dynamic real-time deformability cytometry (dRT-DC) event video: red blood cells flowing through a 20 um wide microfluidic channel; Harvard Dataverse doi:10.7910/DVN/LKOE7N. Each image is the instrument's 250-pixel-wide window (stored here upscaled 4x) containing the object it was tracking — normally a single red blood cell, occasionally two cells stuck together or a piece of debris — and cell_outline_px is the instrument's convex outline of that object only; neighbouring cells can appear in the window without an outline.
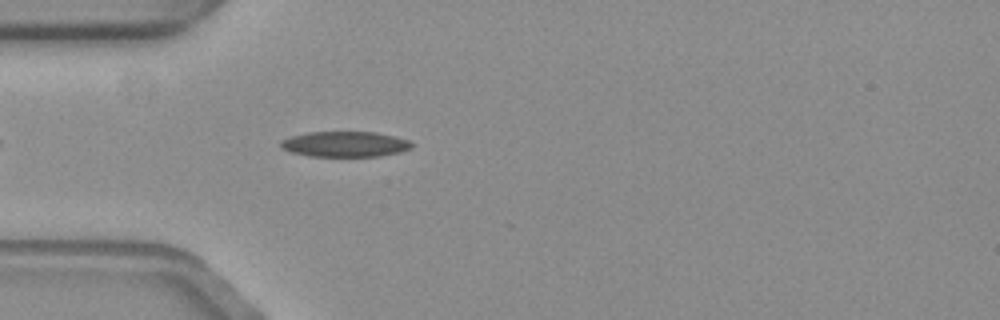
{"species": "common noctule bat (a hibernating species)", "species_latin": "Nyctalus noctula", "temperature_condition": "warm", "stored_images_in_passage": 19, "camera_frame_rate_fps": 3000, "um_per_image_px": 0.085, "animal": {"sex": "female", "body_mass_g": 19.3, "forearm_length_mm": 54.1}, "frame": {"image": 1, "passage_image": 5, "time_ms": 1.333, "image_size_px": [1000, 320], "cell_outline_px": [[412, 148], [400, 152], [380, 156], [308, 156], [292, 152], [284, 148], [280, 144], [280, 140], [292, 136], [308, 132], [376, 132], [408, 140], [412, 144]], "centroid_in_image_um": [29.33, 12.25], "position_along_channel_um": 55.7, "area_um2": 19.25}}
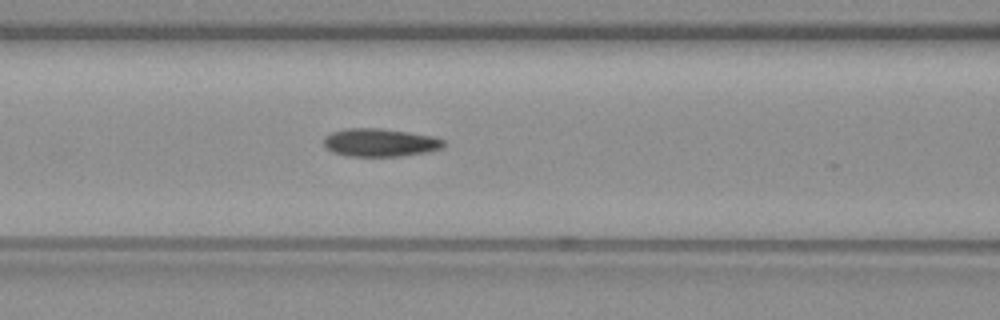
{"frame": {"image": 2, "passage_image": 12, "time_ms": 3.667, "image_size_px": [1000, 320], "cell_outline_px": [[448, 144], [444, 148], [428, 152], [404, 156], [344, 156], [332, 152], [324, 144], [324, 136], [332, 132], [348, 128], [376, 128], [432, 136], [444, 140]], "centroid_in_image_um": [32.33, 12.13], "position_along_channel_um": 134.3, "area_um2": 19.65}}
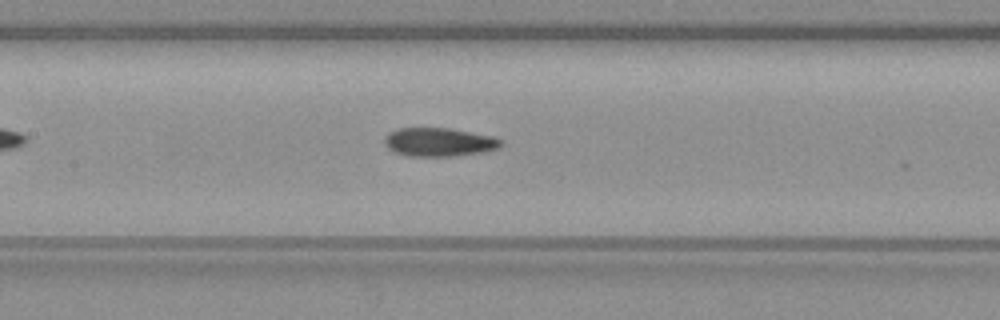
{"frame": {"image": 3, "passage_image": 15, "time_ms": 4.667, "image_size_px": [1000, 320], "cell_outline_px": [[504, 144], [500, 148], [484, 152], [452, 156], [408, 156], [396, 152], [388, 148], [384, 144], [384, 140], [388, 132], [400, 128], [448, 128], [492, 136], [504, 140]], "centroid_in_image_um": [37.35, 12.08], "position_along_channel_um": 170.0, "area_um2": 19.48}}